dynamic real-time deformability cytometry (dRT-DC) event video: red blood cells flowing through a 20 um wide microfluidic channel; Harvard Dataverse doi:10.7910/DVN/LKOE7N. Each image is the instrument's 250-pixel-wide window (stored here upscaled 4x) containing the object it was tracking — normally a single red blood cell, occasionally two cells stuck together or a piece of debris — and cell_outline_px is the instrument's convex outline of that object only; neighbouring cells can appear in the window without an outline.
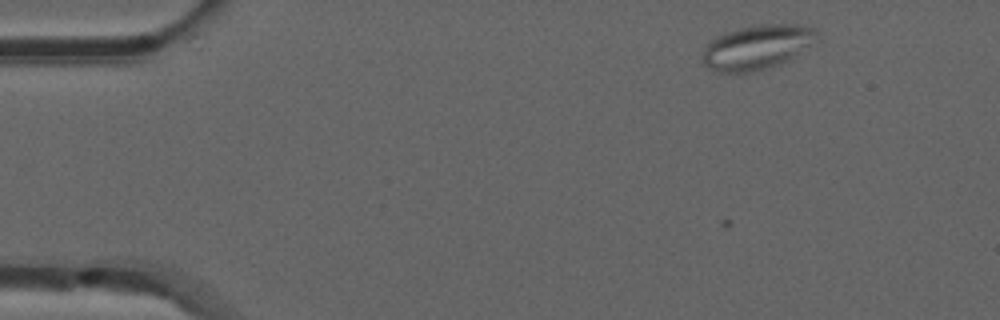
{"species": "common noctule bat (a hibernating species)", "species_latin": "Nyctalus noctula", "temperature_condition": "room temperature", "stored_images_in_passage": 7, "camera_frame_rate_fps": 3000, "um_per_image_px": 0.085, "animal": {"sex": "male", "forearm_length_mm": 52.5}, "frame": {"image": 1, "passage_image": 4, "time_ms": 1.0, "image_size_px": [1000, 320], "cell_outline_px": [[816, 44], [768, 68], [756, 72], [720, 72], [704, 64], [704, 48], [716, 36], [724, 32], [740, 28], [764, 24], [804, 24], [812, 28], [816, 32]], "centroid_in_image_um": [64.38, 3.99], "position_along_channel_um": 20.6, "area_um2": 29.19}}